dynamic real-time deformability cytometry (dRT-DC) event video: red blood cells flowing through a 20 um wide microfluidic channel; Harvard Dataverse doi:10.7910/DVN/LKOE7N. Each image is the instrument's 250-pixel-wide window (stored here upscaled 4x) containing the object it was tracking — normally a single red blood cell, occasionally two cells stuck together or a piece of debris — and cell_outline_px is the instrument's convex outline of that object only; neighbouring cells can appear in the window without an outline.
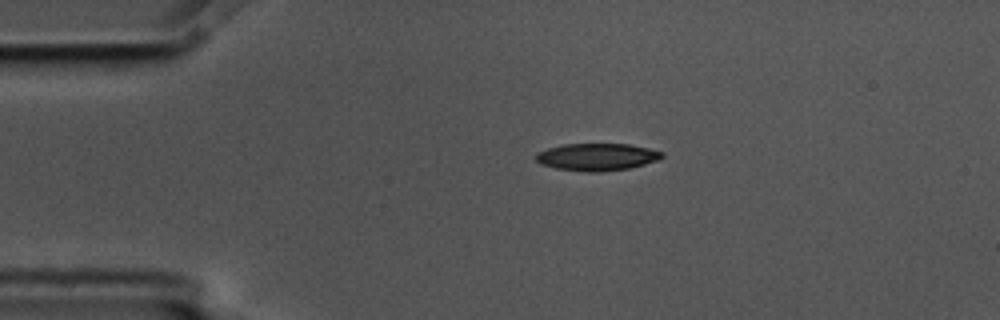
{"species": "common noctule bat (a hibernating species)", "species_latin": "Nyctalus noctula", "temperature_condition": "cold", "stored_images_in_passage": 5, "camera_frame_rate_fps": 3000, "um_per_image_px": 0.085, "animal": {"sex": "male", "body_mass_g": 17.5, "forearm_length_mm": 52.3}, "frame": {"image": 1, "passage_image": 5, "time_ms": 1.333, "image_size_px": [1000, 320], "cell_outline_px": [[664, 156], [656, 160], [644, 164], [628, 168], [600, 172], [584, 172], [556, 168], [540, 164], [536, 160], [536, 152], [548, 148], [564, 144], [628, 144], [648, 148], [664, 152]], "centroid_in_image_um": [50.72, 13.34], "position_along_channel_um": 34.3, "area_um2": 20.0}}